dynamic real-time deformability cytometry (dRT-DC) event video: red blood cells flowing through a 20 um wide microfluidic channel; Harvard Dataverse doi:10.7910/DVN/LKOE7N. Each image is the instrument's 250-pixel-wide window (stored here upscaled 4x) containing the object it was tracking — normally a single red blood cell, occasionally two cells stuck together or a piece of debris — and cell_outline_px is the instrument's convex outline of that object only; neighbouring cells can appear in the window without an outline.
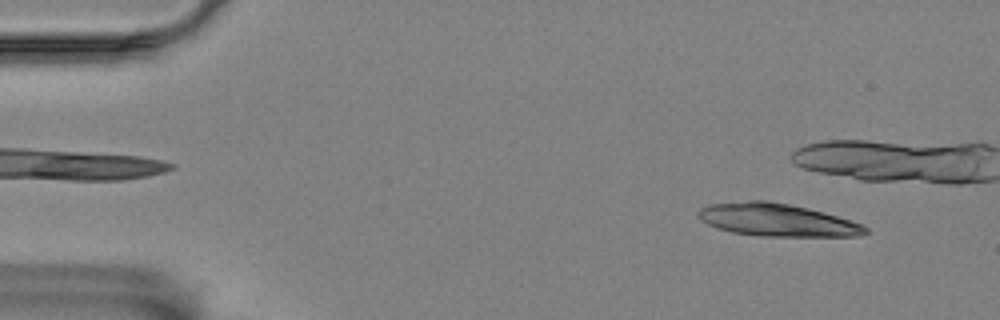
{"species": "Egyptian fruit bat (a non-hibernating species)", "species_latin": "Rousettus aegyptiacus", "temperature_condition": "room temperature", "stored_images_in_passage": 5, "camera_frame_rate_fps": 3000, "um_per_image_px": 0.085, "animal": {"sex": "female"}, "frame": {"image": 1, "passage_image": 1, "time_ms": 0.0, "image_size_px": [1000, 320], "cell_outline_px": [[868, 232], [860, 236], [760, 236], [732, 232], [716, 228], [700, 220], [696, 212], [700, 208], [708, 204], [748, 200], [768, 200], [808, 208], [836, 216], [860, 224], [868, 228]], "centroid_in_image_um": [65.98, 18.69], "position_along_channel_um": 19.0, "area_um2": 31.79}}